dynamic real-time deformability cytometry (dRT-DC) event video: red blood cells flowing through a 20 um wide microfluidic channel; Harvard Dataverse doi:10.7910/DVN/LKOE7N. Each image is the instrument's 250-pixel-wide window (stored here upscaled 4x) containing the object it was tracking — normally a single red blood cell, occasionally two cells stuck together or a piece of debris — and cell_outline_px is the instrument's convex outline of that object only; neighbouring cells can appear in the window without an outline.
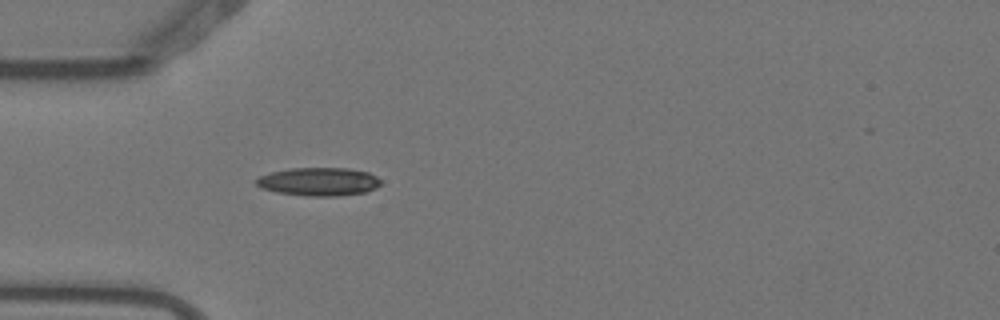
{"species": "Egyptian fruit bat (a non-hibernating species)", "species_latin": "Rousettus aegyptiacus", "temperature_condition": "warm", "stored_images_in_passage": 1, "camera_frame_rate_fps": 3000, "um_per_image_px": 0.085, "animal": {"sex": "female"}, "frame": {"image": 1, "passage_image": 1, "time_ms": 0.0, "image_size_px": [1000, 320], "cell_outline_px": [[380, 184], [376, 188], [364, 192], [340, 196], [308, 196], [276, 192], [260, 188], [256, 184], [256, 180], [260, 176], [268, 172], [288, 168], [348, 168], [368, 172], [376, 176], [380, 180]], "centroid_in_image_um": [27.07, 15.43], "position_along_channel_um": 57.9, "area_um2": 20.63}}